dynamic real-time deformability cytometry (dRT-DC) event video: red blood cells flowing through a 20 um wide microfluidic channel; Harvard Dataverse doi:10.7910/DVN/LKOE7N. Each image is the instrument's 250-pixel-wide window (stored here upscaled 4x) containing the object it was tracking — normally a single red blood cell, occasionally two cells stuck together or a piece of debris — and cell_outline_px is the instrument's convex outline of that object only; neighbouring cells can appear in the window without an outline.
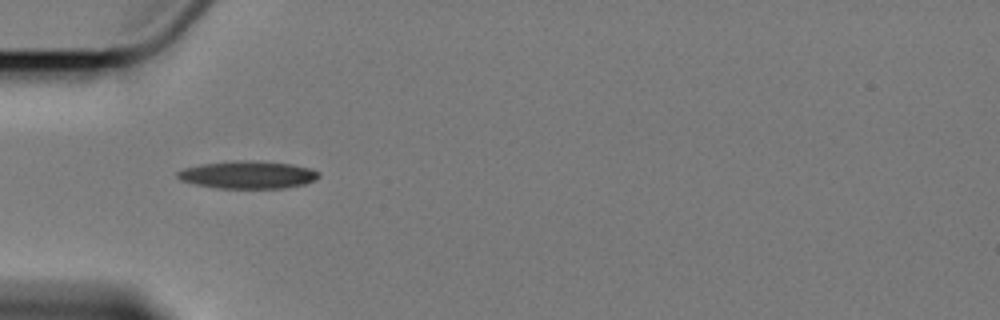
{"species": "Egyptian fruit bat (a non-hibernating species)", "species_latin": "Rousettus aegyptiacus", "temperature_condition": "cold", "stored_images_in_passage": 6, "camera_frame_rate_fps": 3000, "um_per_image_px": 0.085, "animal": {"sex": "female"}, "frame": {"image": 1, "passage_image": 5, "time_ms": 5.0, "image_size_px": [1000, 320], "cell_outline_px": [[320, 176], [304, 184], [284, 188], [216, 188], [196, 184], [180, 180], [176, 176], [176, 172], [184, 168], [200, 164], [236, 160], [252, 160], [292, 164], [308, 168], [320, 172]], "centroid_in_image_um": [21.03, 14.85], "position_along_channel_um": 64.0, "area_um2": 22.72}}
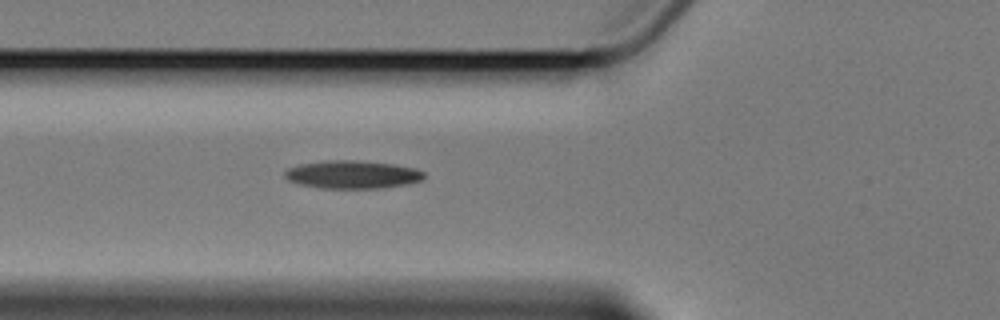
{"frame": {"image": 2, "passage_image": 6, "time_ms": 6.0, "image_size_px": [1000, 320], "cell_outline_px": [[424, 176], [420, 180], [408, 184], [384, 188], [316, 188], [300, 184], [288, 180], [284, 176], [284, 172], [288, 168], [300, 164], [328, 160], [356, 160], [392, 164], [416, 168], [424, 172]], "centroid_in_image_um": [29.94, 14.84], "position_along_channel_um": 95.9, "area_um2": 22.77}}